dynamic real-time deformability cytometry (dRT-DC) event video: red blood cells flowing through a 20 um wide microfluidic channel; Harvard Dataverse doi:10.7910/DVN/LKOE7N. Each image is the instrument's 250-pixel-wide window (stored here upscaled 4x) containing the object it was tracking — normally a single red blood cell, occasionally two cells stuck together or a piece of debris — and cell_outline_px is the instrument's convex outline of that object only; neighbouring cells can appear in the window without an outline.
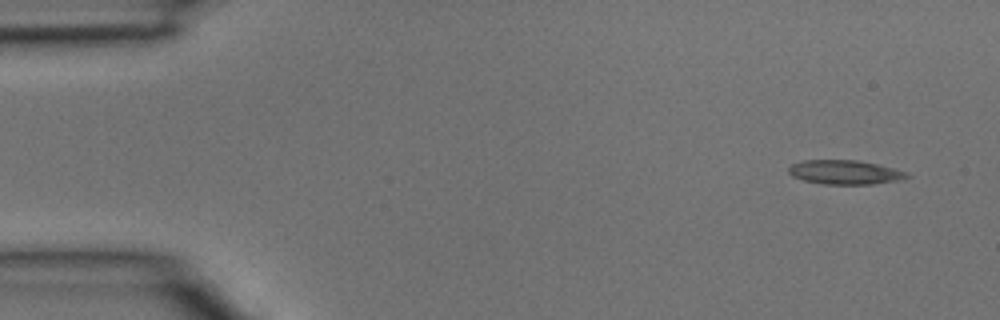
{"species": "common noctule bat (a hibernating species)", "species_latin": "Nyctalus noctula", "temperature_condition": "room temperature", "stored_images_in_passage": 5, "camera_frame_rate_fps": 3000, "um_per_image_px": 0.085, "animal": {"sex": "male", "body_mass_g": 15.6}, "frame": {"image": 1, "passage_image": 1, "time_ms": 0.0, "image_size_px": [1000, 320], "cell_outline_px": [[912, 176], [896, 180], [872, 184], [824, 184], [804, 180], [792, 176], [788, 172], [788, 168], [792, 164], [804, 160], [856, 160], [876, 164], [908, 172]], "centroid_in_image_um": [71.8, 14.64], "position_along_channel_um": 13.2, "area_um2": 16.47}}